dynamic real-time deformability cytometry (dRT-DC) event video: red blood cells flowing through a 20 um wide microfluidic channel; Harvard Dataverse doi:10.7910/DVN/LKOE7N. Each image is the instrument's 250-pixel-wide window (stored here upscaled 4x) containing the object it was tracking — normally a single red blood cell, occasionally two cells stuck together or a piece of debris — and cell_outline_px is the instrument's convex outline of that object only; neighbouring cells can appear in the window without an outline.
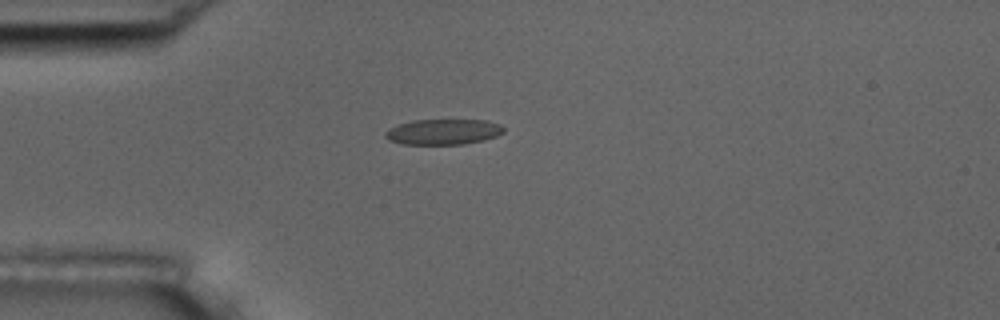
{"species": "common noctule bat (a hibernating species)", "species_latin": "Nyctalus noctula", "temperature_condition": "room temperature", "stored_images_in_passage": 6, "camera_frame_rate_fps": 3000, "um_per_image_px": 0.085, "animal": {"sex": "male", "body_mass_g": 17.5, "forearm_length_mm": 52.3}, "frame": {"image": 1, "passage_image": 2, "time_ms": 1.333, "image_size_px": [1000, 320], "cell_outline_px": [[504, 132], [496, 136], [484, 140], [464, 144], [400, 144], [388, 140], [384, 136], [384, 132], [388, 128], [412, 120], [488, 120], [500, 124], [504, 128]], "centroid_in_image_um": [37.66, 11.2], "position_along_channel_um": 47.3, "area_um2": 17.74}}
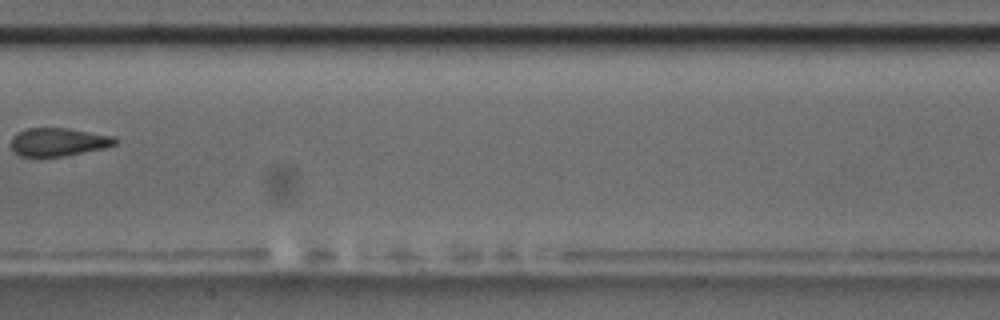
{"frame": {"image": 2, "passage_image": 6, "time_ms": 6.0, "image_size_px": [1000, 320], "cell_outline_px": [[120, 140], [116, 144], [104, 148], [64, 156], [20, 156], [12, 152], [12, 136], [16, 132], [24, 128], [68, 128], [112, 136]], "centroid_in_image_um": [4.93, 12.06], "position_along_channel_um": 202.5, "area_um2": 17.17}}